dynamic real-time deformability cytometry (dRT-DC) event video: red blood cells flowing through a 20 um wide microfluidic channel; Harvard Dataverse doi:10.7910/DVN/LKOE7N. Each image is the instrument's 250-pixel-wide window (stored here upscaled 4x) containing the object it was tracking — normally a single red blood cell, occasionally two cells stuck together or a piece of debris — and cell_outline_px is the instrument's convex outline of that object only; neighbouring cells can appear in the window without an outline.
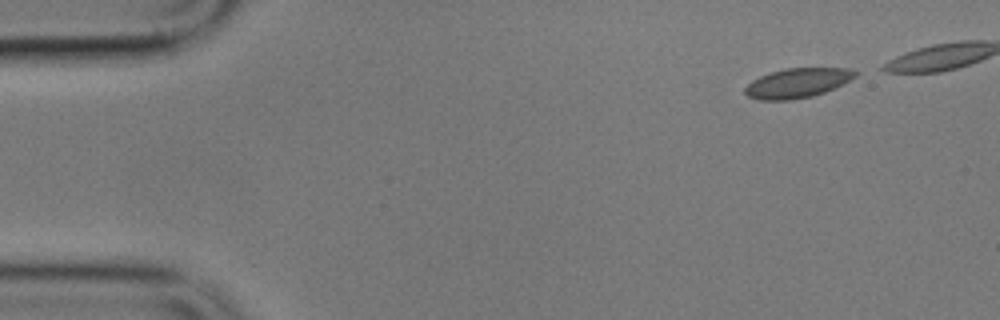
{"species": "common noctule bat (a hibernating species)", "species_latin": "Nyctalus noctula", "temperature_condition": "cold", "stored_images_in_passage": 5, "camera_frame_rate_fps": 3000, "um_per_image_px": 0.085, "animal": {"sex": "male", "body_mass_g": 17.9}, "frame": {"image": 1, "passage_image": 1, "time_ms": 0.0, "image_size_px": [1000, 320], "cell_outline_px": [[860, 72], [856, 76], [824, 92], [812, 96], [792, 100], [760, 100], [748, 96], [744, 92], [744, 88], [752, 80], [760, 76], [784, 68], [848, 68]], "centroid_in_image_um": [67.75, 7.05], "position_along_channel_um": 17.2, "area_um2": 18.84}}